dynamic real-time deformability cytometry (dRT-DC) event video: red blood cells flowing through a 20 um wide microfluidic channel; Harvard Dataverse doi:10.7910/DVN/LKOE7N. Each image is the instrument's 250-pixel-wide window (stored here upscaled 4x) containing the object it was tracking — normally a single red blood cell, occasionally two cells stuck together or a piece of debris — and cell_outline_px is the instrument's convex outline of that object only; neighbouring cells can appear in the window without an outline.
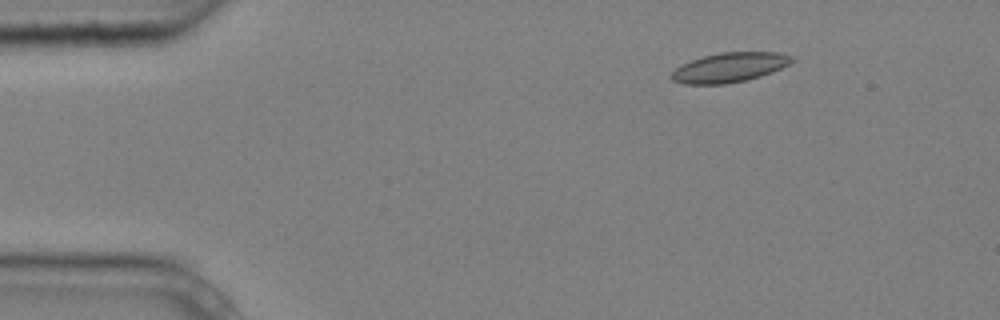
{"species": "common noctule bat (a hibernating species)", "species_latin": "Nyctalus noctula", "temperature_condition": "cold", "stored_images_in_passage": 2, "camera_frame_rate_fps": 3000, "um_per_image_px": 0.085, "animal": {"sex": "male", "body_mass_g": 20.4}, "frame": {"image": 1, "passage_image": 2, "time_ms": 0.333, "image_size_px": [1000, 320], "cell_outline_px": [[796, 60], [772, 72], [748, 80], [724, 84], [684, 84], [672, 80], [668, 76], [676, 68], [692, 60], [704, 56], [720, 52], [780, 52], [796, 56]], "centroid_in_image_um": [62.04, 5.73], "position_along_channel_um": 23.0, "area_um2": 20.87}}